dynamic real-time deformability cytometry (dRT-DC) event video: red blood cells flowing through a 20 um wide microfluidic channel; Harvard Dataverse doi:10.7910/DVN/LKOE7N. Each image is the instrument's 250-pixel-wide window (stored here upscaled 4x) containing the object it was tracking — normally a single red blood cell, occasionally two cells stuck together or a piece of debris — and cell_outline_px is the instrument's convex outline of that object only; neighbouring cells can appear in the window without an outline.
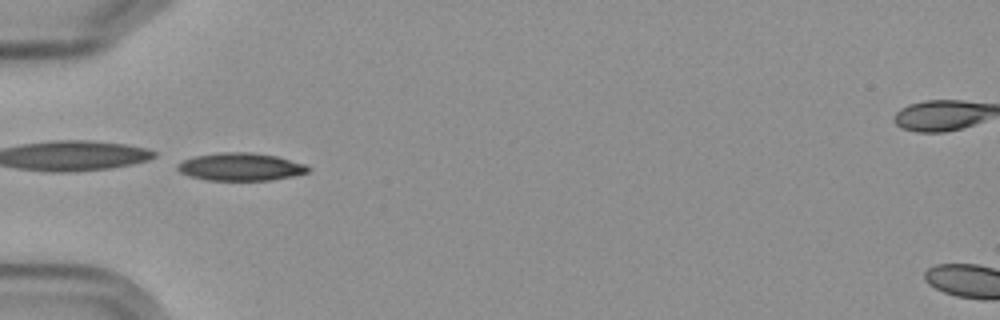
{"species": "Egyptian fruit bat (a non-hibernating species)", "species_latin": "Rousettus aegyptiacus", "temperature_condition": "cold", "stored_images_in_passage": 8, "camera_frame_rate_fps": 3000, "um_per_image_px": 0.085, "frame": {"image": 1, "passage_image": 6, "time_ms": 5.667, "image_size_px": [1000, 320], "cell_outline_px": [[312, 168], [308, 172], [292, 176], [272, 180], [208, 180], [188, 176], [180, 172], [176, 168], [176, 164], [184, 160], [196, 156], [220, 152], [252, 152], [276, 156], [308, 164]], "centroid_in_image_um": [20.48, 14.18], "position_along_channel_um": 64.5, "area_um2": 21.27}}
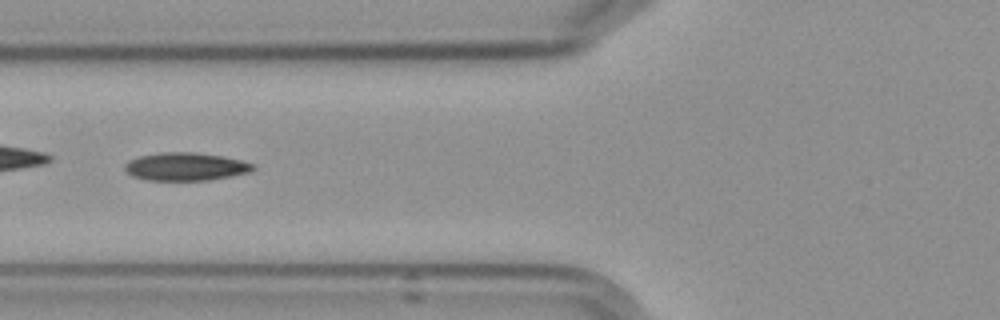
{"frame": {"image": 2, "passage_image": 7, "time_ms": 7.0, "image_size_px": [1000, 320], "cell_outline_px": [[256, 168], [248, 172], [232, 176], [208, 180], [148, 180], [132, 176], [124, 168], [124, 164], [128, 160], [140, 156], [160, 152], [192, 152], [220, 156], [240, 160], [252, 164]], "centroid_in_image_um": [15.74, 14.16], "position_along_channel_um": 110.1, "area_um2": 20.75}}
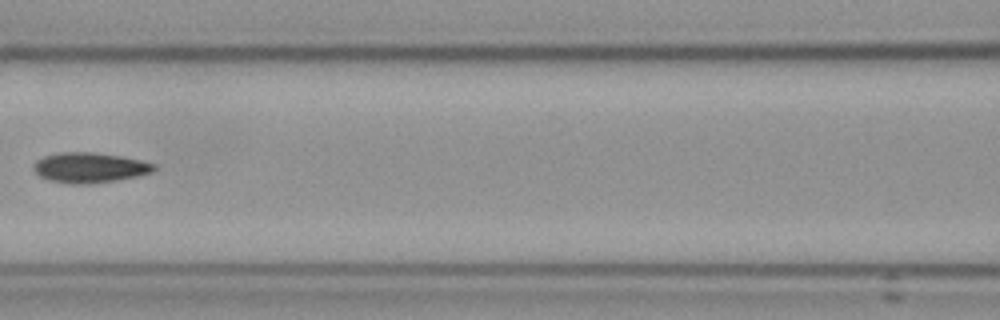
{"frame": {"image": 3, "passage_image": 8, "time_ms": 8.333, "image_size_px": [1000, 320], "cell_outline_px": [[156, 168], [152, 172], [136, 176], [116, 180], [88, 184], [72, 184], [48, 180], [40, 176], [32, 168], [32, 164], [36, 160], [44, 156], [60, 152], [92, 152], [120, 156], [140, 160], [156, 164]], "centroid_in_image_um": [7.59, 14.24], "position_along_channel_um": 159.0, "area_um2": 21.15}}